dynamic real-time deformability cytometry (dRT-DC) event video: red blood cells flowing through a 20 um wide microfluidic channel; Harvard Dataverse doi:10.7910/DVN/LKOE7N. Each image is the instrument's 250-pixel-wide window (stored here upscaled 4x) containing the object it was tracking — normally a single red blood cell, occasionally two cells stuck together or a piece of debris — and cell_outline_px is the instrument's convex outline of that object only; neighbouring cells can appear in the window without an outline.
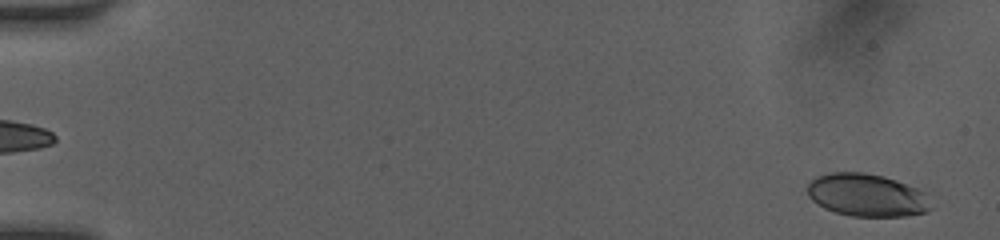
{"species": "human", "species_latin": "Homo sapiens", "temperature_condition": "room temperature", "stored_images_in_passage": 50, "camera_frame_rate_fps": 3000, "um_per_image_px": 0.085, "donor": {"sex": "female"}, "frame": {"image": 1, "passage_image": 2, "time_ms": 0.333, "image_size_px": [1000, 240], "cell_outline_px": [[932, 208], [928, 212], [908, 216], [852, 216], [836, 212], [824, 208], [812, 200], [808, 196], [808, 184], [816, 176], [828, 172], [864, 172], [884, 176], [896, 180], [916, 188], [924, 192]], "centroid_in_image_um": [73.68, 16.58], "position_along_channel_um": 11.3, "area_um2": 30.81}}
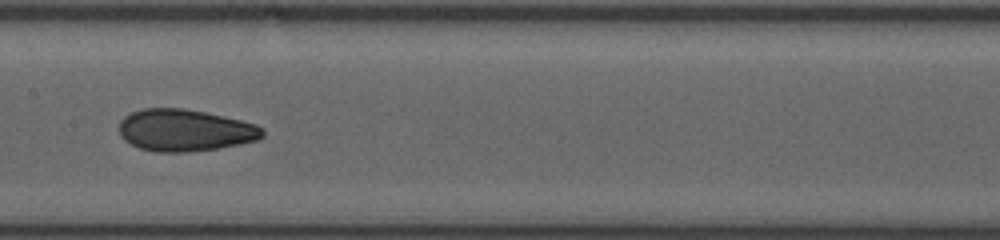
{"frame": {"image": 2, "passage_image": 27, "time_ms": 8.667, "image_size_px": [1000, 240], "cell_outline_px": [[264, 136], [256, 140], [240, 144], [220, 148], [188, 152], [156, 152], [140, 148], [124, 140], [120, 136], [120, 120], [124, 116], [132, 112], [144, 108], [184, 108], [204, 112], [240, 120], [256, 124], [264, 128]], "centroid_in_image_um": [15.72, 11.08], "position_along_channel_um": 191.7, "area_um2": 35.08}}
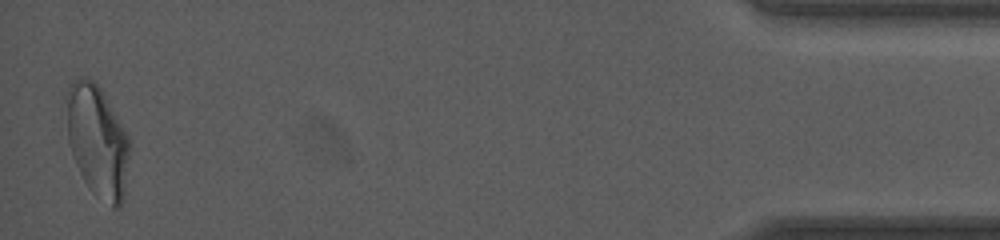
{"frame": {"image": 3, "passage_image": 50, "time_ms": 16.333, "image_size_px": [1000, 240], "cell_outline_px": [[128, 156], [124, 200], [116, 208], [112, 208], [92, 192], [84, 180], [76, 164], [68, 144], [60, 108], [68, 84], [76, 80], [92, 80], [100, 88], [128, 136]], "centroid_in_image_um": [8.17, 11.95], "position_along_channel_um": 427.0, "area_um2": 41.67}, "authors_computed_cell_mechanics": {"area_um2": 34.391, "velocity_mm_per_s": 4.1136, "shape_relaxation_time_tau1_ms": 8.3185, "shape_relaxation_time_tau2_ms": 1.6886, "deformation_change_tau1": 0.227, "deformation_change_tau2": 0.0744}}